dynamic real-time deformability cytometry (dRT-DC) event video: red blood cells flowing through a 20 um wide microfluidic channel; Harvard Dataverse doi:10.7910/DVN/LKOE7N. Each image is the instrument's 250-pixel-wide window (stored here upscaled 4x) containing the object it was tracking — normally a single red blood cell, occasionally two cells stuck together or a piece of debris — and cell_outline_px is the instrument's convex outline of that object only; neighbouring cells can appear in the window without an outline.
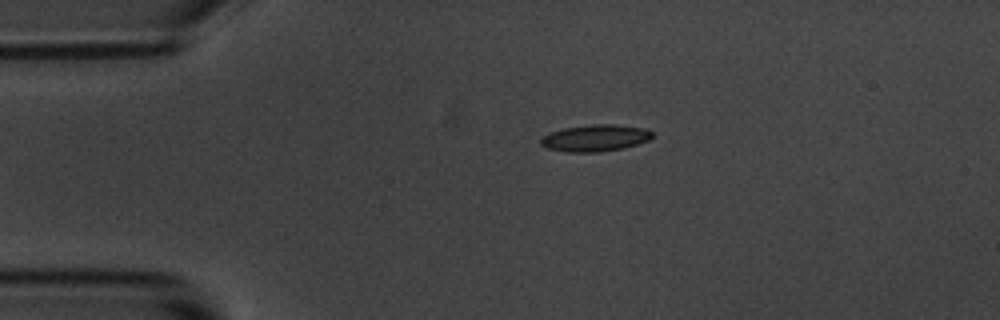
{"species": "common noctule bat (a hibernating species)", "species_latin": "Nyctalus noctula", "temperature_condition": "room temperature", "stored_images_in_passage": 2, "camera_frame_rate_fps": 3000, "um_per_image_px": 0.085, "animal": {"sex": "male", "body_mass_g": 20.1, "forearm_length_mm": 53.5}, "frame": {"image": 1, "passage_image": 1, "time_ms": 0.0, "image_size_px": [1000, 320], "cell_outline_px": [[652, 136], [648, 140], [624, 148], [600, 152], [568, 152], [548, 148], [540, 144], [540, 140], [544, 136], [552, 132], [564, 128], [592, 124], [616, 124], [644, 128], [652, 132]], "centroid_in_image_um": [50.6, 11.73], "position_along_channel_um": 34.4, "area_um2": 17.22}}